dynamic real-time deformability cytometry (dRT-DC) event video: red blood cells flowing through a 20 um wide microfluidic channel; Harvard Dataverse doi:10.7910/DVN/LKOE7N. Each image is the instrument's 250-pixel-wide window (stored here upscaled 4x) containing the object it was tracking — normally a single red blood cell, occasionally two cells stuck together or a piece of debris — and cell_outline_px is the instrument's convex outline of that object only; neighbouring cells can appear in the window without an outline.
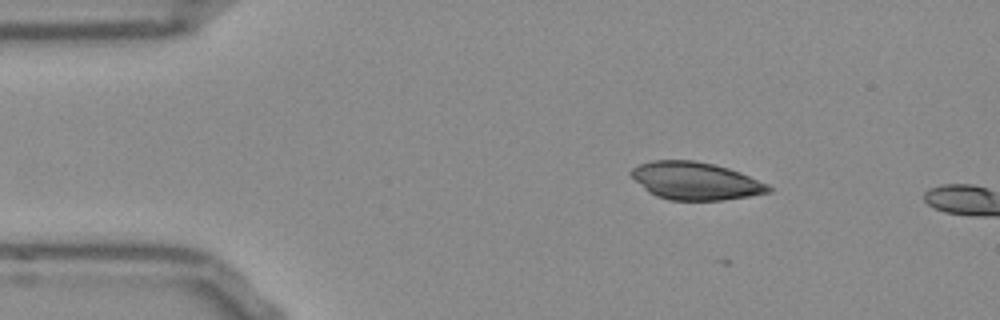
{"species": "Egyptian fruit bat (a non-hibernating species)", "species_latin": "Rousettus aegyptiacus", "temperature_condition": "room temperature", "stored_images_in_passage": 9, "camera_frame_rate_fps": 3000, "um_per_image_px": 0.085, "frame": {"image": 1, "passage_image": 7, "time_ms": 2.0, "image_size_px": [1000, 320], "cell_outline_px": [[772, 192], [748, 196], [720, 200], [668, 200], [656, 196], [648, 192], [628, 172], [632, 168], [640, 164], [652, 160], [692, 160], [712, 164], [728, 168], [740, 172], [768, 184], [772, 188]], "centroid_in_image_um": [59.11, 15.38], "position_along_channel_um": 25.9, "area_um2": 30.0}}